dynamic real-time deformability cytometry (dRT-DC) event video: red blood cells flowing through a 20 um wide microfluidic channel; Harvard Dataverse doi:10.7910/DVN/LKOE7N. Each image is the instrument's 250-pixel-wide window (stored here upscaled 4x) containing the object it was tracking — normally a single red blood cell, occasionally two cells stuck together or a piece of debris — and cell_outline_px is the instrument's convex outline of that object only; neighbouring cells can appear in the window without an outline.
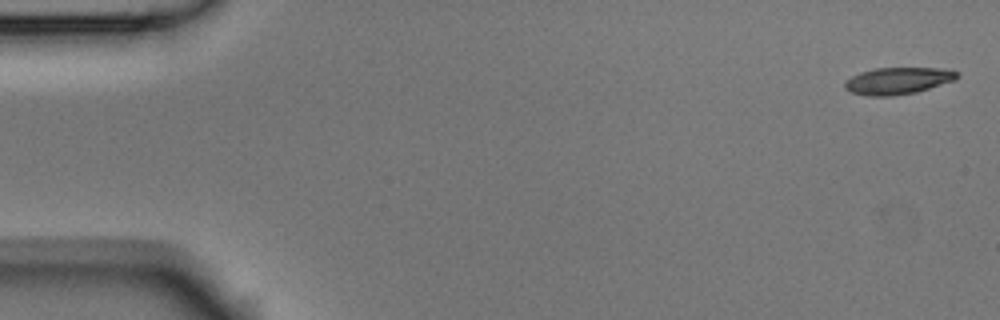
{"species": "Egyptian fruit bat (a non-hibernating species)", "species_latin": "Rousettus aegyptiacus", "temperature_condition": "room temperature", "stored_images_in_passage": 4, "camera_frame_rate_fps": 3000, "um_per_image_px": 0.085, "animal": {"sex": "male"}, "frame": {"image": 1, "passage_image": 1, "time_ms": 0.0, "image_size_px": [1000, 320], "cell_outline_px": [[960, 76], [956, 80], [916, 92], [892, 96], [868, 96], [852, 92], [844, 88], [844, 84], [852, 76], [860, 72], [876, 68], [944, 68], [960, 72]], "centroid_in_image_um": [76.37, 6.86], "position_along_channel_um": 8.6, "area_um2": 17.63}}
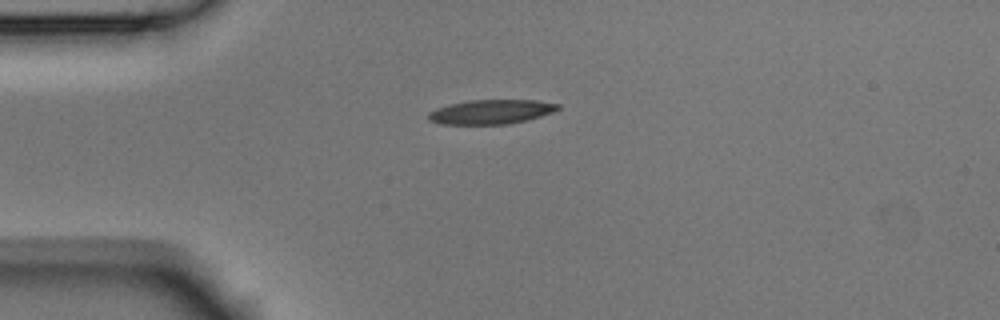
{"frame": {"image": 2, "passage_image": 4, "time_ms": 1.0, "image_size_px": [1000, 320], "cell_outline_px": [[560, 108], [552, 112], [528, 120], [508, 124], [440, 124], [428, 120], [428, 112], [436, 108], [468, 100], [536, 100], [560, 104]], "centroid_in_image_um": [41.74, 9.51], "position_along_channel_um": 43.3, "area_um2": 18.38}}